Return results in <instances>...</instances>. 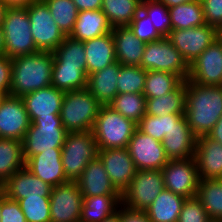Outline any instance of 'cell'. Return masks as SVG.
<instances>
[{
	"instance_id": "17",
	"label": "cell",
	"mask_w": 222,
	"mask_h": 222,
	"mask_svg": "<svg viewBox=\"0 0 222 222\" xmlns=\"http://www.w3.org/2000/svg\"><path fill=\"white\" fill-rule=\"evenodd\" d=\"M98 158L103 163L112 185L122 194L137 171L128 149H99Z\"/></svg>"
},
{
	"instance_id": "5",
	"label": "cell",
	"mask_w": 222,
	"mask_h": 222,
	"mask_svg": "<svg viewBox=\"0 0 222 222\" xmlns=\"http://www.w3.org/2000/svg\"><path fill=\"white\" fill-rule=\"evenodd\" d=\"M99 148L93 131L68 132L61 148L64 174L69 181H76L90 161L98 158Z\"/></svg>"
},
{
	"instance_id": "46",
	"label": "cell",
	"mask_w": 222,
	"mask_h": 222,
	"mask_svg": "<svg viewBox=\"0 0 222 222\" xmlns=\"http://www.w3.org/2000/svg\"><path fill=\"white\" fill-rule=\"evenodd\" d=\"M1 222H27L18 201L6 197L0 190Z\"/></svg>"
},
{
	"instance_id": "31",
	"label": "cell",
	"mask_w": 222,
	"mask_h": 222,
	"mask_svg": "<svg viewBox=\"0 0 222 222\" xmlns=\"http://www.w3.org/2000/svg\"><path fill=\"white\" fill-rule=\"evenodd\" d=\"M25 167L22 141L0 138V186Z\"/></svg>"
},
{
	"instance_id": "24",
	"label": "cell",
	"mask_w": 222,
	"mask_h": 222,
	"mask_svg": "<svg viewBox=\"0 0 222 222\" xmlns=\"http://www.w3.org/2000/svg\"><path fill=\"white\" fill-rule=\"evenodd\" d=\"M116 61L125 66H140L146 43L139 40L128 26L112 29Z\"/></svg>"
},
{
	"instance_id": "48",
	"label": "cell",
	"mask_w": 222,
	"mask_h": 222,
	"mask_svg": "<svg viewBox=\"0 0 222 222\" xmlns=\"http://www.w3.org/2000/svg\"><path fill=\"white\" fill-rule=\"evenodd\" d=\"M12 59L6 55L0 56V93L8 96L11 89Z\"/></svg>"
},
{
	"instance_id": "52",
	"label": "cell",
	"mask_w": 222,
	"mask_h": 222,
	"mask_svg": "<svg viewBox=\"0 0 222 222\" xmlns=\"http://www.w3.org/2000/svg\"><path fill=\"white\" fill-rule=\"evenodd\" d=\"M8 8H26L36 0H1Z\"/></svg>"
},
{
	"instance_id": "2",
	"label": "cell",
	"mask_w": 222,
	"mask_h": 222,
	"mask_svg": "<svg viewBox=\"0 0 222 222\" xmlns=\"http://www.w3.org/2000/svg\"><path fill=\"white\" fill-rule=\"evenodd\" d=\"M53 52L39 51L12 58L11 96L23 97L51 86Z\"/></svg>"
},
{
	"instance_id": "38",
	"label": "cell",
	"mask_w": 222,
	"mask_h": 222,
	"mask_svg": "<svg viewBox=\"0 0 222 222\" xmlns=\"http://www.w3.org/2000/svg\"><path fill=\"white\" fill-rule=\"evenodd\" d=\"M53 56V65L83 66L86 69L84 44L70 36H66L53 51Z\"/></svg>"
},
{
	"instance_id": "23",
	"label": "cell",
	"mask_w": 222,
	"mask_h": 222,
	"mask_svg": "<svg viewBox=\"0 0 222 222\" xmlns=\"http://www.w3.org/2000/svg\"><path fill=\"white\" fill-rule=\"evenodd\" d=\"M83 197L98 195H121L112 185L109 176L99 158L90 161L76 180Z\"/></svg>"
},
{
	"instance_id": "20",
	"label": "cell",
	"mask_w": 222,
	"mask_h": 222,
	"mask_svg": "<svg viewBox=\"0 0 222 222\" xmlns=\"http://www.w3.org/2000/svg\"><path fill=\"white\" fill-rule=\"evenodd\" d=\"M25 167L52 187L68 182L61 161V148L42 151L25 161Z\"/></svg>"
},
{
	"instance_id": "56",
	"label": "cell",
	"mask_w": 222,
	"mask_h": 222,
	"mask_svg": "<svg viewBox=\"0 0 222 222\" xmlns=\"http://www.w3.org/2000/svg\"><path fill=\"white\" fill-rule=\"evenodd\" d=\"M101 222H120L119 220V208L116 213L102 220Z\"/></svg>"
},
{
	"instance_id": "35",
	"label": "cell",
	"mask_w": 222,
	"mask_h": 222,
	"mask_svg": "<svg viewBox=\"0 0 222 222\" xmlns=\"http://www.w3.org/2000/svg\"><path fill=\"white\" fill-rule=\"evenodd\" d=\"M196 197L210 219H222V179H200Z\"/></svg>"
},
{
	"instance_id": "11",
	"label": "cell",
	"mask_w": 222,
	"mask_h": 222,
	"mask_svg": "<svg viewBox=\"0 0 222 222\" xmlns=\"http://www.w3.org/2000/svg\"><path fill=\"white\" fill-rule=\"evenodd\" d=\"M161 173L165 189L184 198L196 197L200 178L195 157L168 160Z\"/></svg>"
},
{
	"instance_id": "25",
	"label": "cell",
	"mask_w": 222,
	"mask_h": 222,
	"mask_svg": "<svg viewBox=\"0 0 222 222\" xmlns=\"http://www.w3.org/2000/svg\"><path fill=\"white\" fill-rule=\"evenodd\" d=\"M87 75L100 71L116 62L113 35L107 33L83 42Z\"/></svg>"
},
{
	"instance_id": "19",
	"label": "cell",
	"mask_w": 222,
	"mask_h": 222,
	"mask_svg": "<svg viewBox=\"0 0 222 222\" xmlns=\"http://www.w3.org/2000/svg\"><path fill=\"white\" fill-rule=\"evenodd\" d=\"M196 138L183 115L164 135L162 144L167 158L175 160L195 157Z\"/></svg>"
},
{
	"instance_id": "37",
	"label": "cell",
	"mask_w": 222,
	"mask_h": 222,
	"mask_svg": "<svg viewBox=\"0 0 222 222\" xmlns=\"http://www.w3.org/2000/svg\"><path fill=\"white\" fill-rule=\"evenodd\" d=\"M109 106L138 124L146 114V97L143 94L121 93L114 97Z\"/></svg>"
},
{
	"instance_id": "6",
	"label": "cell",
	"mask_w": 222,
	"mask_h": 222,
	"mask_svg": "<svg viewBox=\"0 0 222 222\" xmlns=\"http://www.w3.org/2000/svg\"><path fill=\"white\" fill-rule=\"evenodd\" d=\"M68 131L63 127L60 117H37L26 131L23 145L24 160L42 153L62 148Z\"/></svg>"
},
{
	"instance_id": "32",
	"label": "cell",
	"mask_w": 222,
	"mask_h": 222,
	"mask_svg": "<svg viewBox=\"0 0 222 222\" xmlns=\"http://www.w3.org/2000/svg\"><path fill=\"white\" fill-rule=\"evenodd\" d=\"M142 0H102L101 10L114 27L128 26L141 10Z\"/></svg>"
},
{
	"instance_id": "30",
	"label": "cell",
	"mask_w": 222,
	"mask_h": 222,
	"mask_svg": "<svg viewBox=\"0 0 222 222\" xmlns=\"http://www.w3.org/2000/svg\"><path fill=\"white\" fill-rule=\"evenodd\" d=\"M185 109V80L170 93H166L160 97L146 98V114L150 116L185 114Z\"/></svg>"
},
{
	"instance_id": "58",
	"label": "cell",
	"mask_w": 222,
	"mask_h": 222,
	"mask_svg": "<svg viewBox=\"0 0 222 222\" xmlns=\"http://www.w3.org/2000/svg\"><path fill=\"white\" fill-rule=\"evenodd\" d=\"M219 37L222 39V28L219 30Z\"/></svg>"
},
{
	"instance_id": "44",
	"label": "cell",
	"mask_w": 222,
	"mask_h": 222,
	"mask_svg": "<svg viewBox=\"0 0 222 222\" xmlns=\"http://www.w3.org/2000/svg\"><path fill=\"white\" fill-rule=\"evenodd\" d=\"M134 35L145 43L157 41L162 38L153 26L150 18L141 10L134 17L133 21L128 25Z\"/></svg>"
},
{
	"instance_id": "16",
	"label": "cell",
	"mask_w": 222,
	"mask_h": 222,
	"mask_svg": "<svg viewBox=\"0 0 222 222\" xmlns=\"http://www.w3.org/2000/svg\"><path fill=\"white\" fill-rule=\"evenodd\" d=\"M30 119L22 97L4 96L0 101V138L23 141Z\"/></svg>"
},
{
	"instance_id": "47",
	"label": "cell",
	"mask_w": 222,
	"mask_h": 222,
	"mask_svg": "<svg viewBox=\"0 0 222 222\" xmlns=\"http://www.w3.org/2000/svg\"><path fill=\"white\" fill-rule=\"evenodd\" d=\"M206 24L222 28V0H201Z\"/></svg>"
},
{
	"instance_id": "15",
	"label": "cell",
	"mask_w": 222,
	"mask_h": 222,
	"mask_svg": "<svg viewBox=\"0 0 222 222\" xmlns=\"http://www.w3.org/2000/svg\"><path fill=\"white\" fill-rule=\"evenodd\" d=\"M188 80L200 85L222 86V39L220 37L189 65Z\"/></svg>"
},
{
	"instance_id": "39",
	"label": "cell",
	"mask_w": 222,
	"mask_h": 222,
	"mask_svg": "<svg viewBox=\"0 0 222 222\" xmlns=\"http://www.w3.org/2000/svg\"><path fill=\"white\" fill-rule=\"evenodd\" d=\"M49 7L50 13L57 26L66 36L73 31L78 10L72 0H43Z\"/></svg>"
},
{
	"instance_id": "36",
	"label": "cell",
	"mask_w": 222,
	"mask_h": 222,
	"mask_svg": "<svg viewBox=\"0 0 222 222\" xmlns=\"http://www.w3.org/2000/svg\"><path fill=\"white\" fill-rule=\"evenodd\" d=\"M183 80L176 74L165 71H146L143 95L146 98L160 97L175 90Z\"/></svg>"
},
{
	"instance_id": "59",
	"label": "cell",
	"mask_w": 222,
	"mask_h": 222,
	"mask_svg": "<svg viewBox=\"0 0 222 222\" xmlns=\"http://www.w3.org/2000/svg\"><path fill=\"white\" fill-rule=\"evenodd\" d=\"M4 96L0 93V101H1V99L3 98Z\"/></svg>"
},
{
	"instance_id": "28",
	"label": "cell",
	"mask_w": 222,
	"mask_h": 222,
	"mask_svg": "<svg viewBox=\"0 0 222 222\" xmlns=\"http://www.w3.org/2000/svg\"><path fill=\"white\" fill-rule=\"evenodd\" d=\"M185 200L164 188L145 211L151 222H177Z\"/></svg>"
},
{
	"instance_id": "12",
	"label": "cell",
	"mask_w": 222,
	"mask_h": 222,
	"mask_svg": "<svg viewBox=\"0 0 222 222\" xmlns=\"http://www.w3.org/2000/svg\"><path fill=\"white\" fill-rule=\"evenodd\" d=\"M167 38L190 65L219 38V30L209 24L188 29H171Z\"/></svg>"
},
{
	"instance_id": "18",
	"label": "cell",
	"mask_w": 222,
	"mask_h": 222,
	"mask_svg": "<svg viewBox=\"0 0 222 222\" xmlns=\"http://www.w3.org/2000/svg\"><path fill=\"white\" fill-rule=\"evenodd\" d=\"M2 193L15 201L26 197H50L52 186L35 176L27 167L19 169L3 185Z\"/></svg>"
},
{
	"instance_id": "33",
	"label": "cell",
	"mask_w": 222,
	"mask_h": 222,
	"mask_svg": "<svg viewBox=\"0 0 222 222\" xmlns=\"http://www.w3.org/2000/svg\"><path fill=\"white\" fill-rule=\"evenodd\" d=\"M51 85L64 92L85 89L87 71L83 66L53 65Z\"/></svg>"
},
{
	"instance_id": "57",
	"label": "cell",
	"mask_w": 222,
	"mask_h": 222,
	"mask_svg": "<svg viewBox=\"0 0 222 222\" xmlns=\"http://www.w3.org/2000/svg\"><path fill=\"white\" fill-rule=\"evenodd\" d=\"M208 222H222V219H210Z\"/></svg>"
},
{
	"instance_id": "54",
	"label": "cell",
	"mask_w": 222,
	"mask_h": 222,
	"mask_svg": "<svg viewBox=\"0 0 222 222\" xmlns=\"http://www.w3.org/2000/svg\"><path fill=\"white\" fill-rule=\"evenodd\" d=\"M7 8L8 7L0 0V27L3 25Z\"/></svg>"
},
{
	"instance_id": "29",
	"label": "cell",
	"mask_w": 222,
	"mask_h": 222,
	"mask_svg": "<svg viewBox=\"0 0 222 222\" xmlns=\"http://www.w3.org/2000/svg\"><path fill=\"white\" fill-rule=\"evenodd\" d=\"M121 204V195L83 197L79 222H101L116 213Z\"/></svg>"
},
{
	"instance_id": "55",
	"label": "cell",
	"mask_w": 222,
	"mask_h": 222,
	"mask_svg": "<svg viewBox=\"0 0 222 222\" xmlns=\"http://www.w3.org/2000/svg\"><path fill=\"white\" fill-rule=\"evenodd\" d=\"M5 55V43L2 27H0V56Z\"/></svg>"
},
{
	"instance_id": "21",
	"label": "cell",
	"mask_w": 222,
	"mask_h": 222,
	"mask_svg": "<svg viewBox=\"0 0 222 222\" xmlns=\"http://www.w3.org/2000/svg\"><path fill=\"white\" fill-rule=\"evenodd\" d=\"M64 91L48 86L22 97L30 122L37 117H60Z\"/></svg>"
},
{
	"instance_id": "22",
	"label": "cell",
	"mask_w": 222,
	"mask_h": 222,
	"mask_svg": "<svg viewBox=\"0 0 222 222\" xmlns=\"http://www.w3.org/2000/svg\"><path fill=\"white\" fill-rule=\"evenodd\" d=\"M195 158L200 179H222V144L207 135L196 138Z\"/></svg>"
},
{
	"instance_id": "3",
	"label": "cell",
	"mask_w": 222,
	"mask_h": 222,
	"mask_svg": "<svg viewBox=\"0 0 222 222\" xmlns=\"http://www.w3.org/2000/svg\"><path fill=\"white\" fill-rule=\"evenodd\" d=\"M102 105L87 88L65 92L60 119L68 132L91 131Z\"/></svg>"
},
{
	"instance_id": "10",
	"label": "cell",
	"mask_w": 222,
	"mask_h": 222,
	"mask_svg": "<svg viewBox=\"0 0 222 222\" xmlns=\"http://www.w3.org/2000/svg\"><path fill=\"white\" fill-rule=\"evenodd\" d=\"M164 188L161 170H137L130 185L121 194L122 205L145 211Z\"/></svg>"
},
{
	"instance_id": "40",
	"label": "cell",
	"mask_w": 222,
	"mask_h": 222,
	"mask_svg": "<svg viewBox=\"0 0 222 222\" xmlns=\"http://www.w3.org/2000/svg\"><path fill=\"white\" fill-rule=\"evenodd\" d=\"M183 115L184 114H168L164 116H150L145 114L137 124V128L143 133L162 142L165 133L169 132Z\"/></svg>"
},
{
	"instance_id": "45",
	"label": "cell",
	"mask_w": 222,
	"mask_h": 222,
	"mask_svg": "<svg viewBox=\"0 0 222 222\" xmlns=\"http://www.w3.org/2000/svg\"><path fill=\"white\" fill-rule=\"evenodd\" d=\"M210 220L205 208L197 197L186 198L177 222H208Z\"/></svg>"
},
{
	"instance_id": "14",
	"label": "cell",
	"mask_w": 222,
	"mask_h": 222,
	"mask_svg": "<svg viewBox=\"0 0 222 222\" xmlns=\"http://www.w3.org/2000/svg\"><path fill=\"white\" fill-rule=\"evenodd\" d=\"M127 149L137 170H161L169 160L162 142L138 128L129 140Z\"/></svg>"
},
{
	"instance_id": "42",
	"label": "cell",
	"mask_w": 222,
	"mask_h": 222,
	"mask_svg": "<svg viewBox=\"0 0 222 222\" xmlns=\"http://www.w3.org/2000/svg\"><path fill=\"white\" fill-rule=\"evenodd\" d=\"M141 11L150 18L153 26L162 37L171 31V20L168 7L159 0H142Z\"/></svg>"
},
{
	"instance_id": "43",
	"label": "cell",
	"mask_w": 222,
	"mask_h": 222,
	"mask_svg": "<svg viewBox=\"0 0 222 222\" xmlns=\"http://www.w3.org/2000/svg\"><path fill=\"white\" fill-rule=\"evenodd\" d=\"M18 202L27 222H51L50 197H26Z\"/></svg>"
},
{
	"instance_id": "34",
	"label": "cell",
	"mask_w": 222,
	"mask_h": 222,
	"mask_svg": "<svg viewBox=\"0 0 222 222\" xmlns=\"http://www.w3.org/2000/svg\"><path fill=\"white\" fill-rule=\"evenodd\" d=\"M171 29H188L206 24L201 0L168 8Z\"/></svg>"
},
{
	"instance_id": "51",
	"label": "cell",
	"mask_w": 222,
	"mask_h": 222,
	"mask_svg": "<svg viewBox=\"0 0 222 222\" xmlns=\"http://www.w3.org/2000/svg\"><path fill=\"white\" fill-rule=\"evenodd\" d=\"M209 138L222 144V116L212 130L207 134Z\"/></svg>"
},
{
	"instance_id": "50",
	"label": "cell",
	"mask_w": 222,
	"mask_h": 222,
	"mask_svg": "<svg viewBox=\"0 0 222 222\" xmlns=\"http://www.w3.org/2000/svg\"><path fill=\"white\" fill-rule=\"evenodd\" d=\"M76 5L78 12L85 10L101 9L102 0H72Z\"/></svg>"
},
{
	"instance_id": "7",
	"label": "cell",
	"mask_w": 222,
	"mask_h": 222,
	"mask_svg": "<svg viewBox=\"0 0 222 222\" xmlns=\"http://www.w3.org/2000/svg\"><path fill=\"white\" fill-rule=\"evenodd\" d=\"M5 55L9 58L39 52L32 33L26 8H7L2 25Z\"/></svg>"
},
{
	"instance_id": "1",
	"label": "cell",
	"mask_w": 222,
	"mask_h": 222,
	"mask_svg": "<svg viewBox=\"0 0 222 222\" xmlns=\"http://www.w3.org/2000/svg\"><path fill=\"white\" fill-rule=\"evenodd\" d=\"M187 123L196 137L207 135L222 116V86L185 80Z\"/></svg>"
},
{
	"instance_id": "9",
	"label": "cell",
	"mask_w": 222,
	"mask_h": 222,
	"mask_svg": "<svg viewBox=\"0 0 222 222\" xmlns=\"http://www.w3.org/2000/svg\"><path fill=\"white\" fill-rule=\"evenodd\" d=\"M33 41L39 51L53 52L66 35L57 26L49 7L43 0H36L26 7Z\"/></svg>"
},
{
	"instance_id": "27",
	"label": "cell",
	"mask_w": 222,
	"mask_h": 222,
	"mask_svg": "<svg viewBox=\"0 0 222 222\" xmlns=\"http://www.w3.org/2000/svg\"><path fill=\"white\" fill-rule=\"evenodd\" d=\"M107 16L101 9L78 12L73 31L69 35L82 42L112 32Z\"/></svg>"
},
{
	"instance_id": "8",
	"label": "cell",
	"mask_w": 222,
	"mask_h": 222,
	"mask_svg": "<svg viewBox=\"0 0 222 222\" xmlns=\"http://www.w3.org/2000/svg\"><path fill=\"white\" fill-rule=\"evenodd\" d=\"M140 67L146 71L173 73L183 81L189 75V65L167 37L146 43Z\"/></svg>"
},
{
	"instance_id": "53",
	"label": "cell",
	"mask_w": 222,
	"mask_h": 222,
	"mask_svg": "<svg viewBox=\"0 0 222 222\" xmlns=\"http://www.w3.org/2000/svg\"><path fill=\"white\" fill-rule=\"evenodd\" d=\"M162 4H164L166 7L170 8L173 6L189 3L195 0H159Z\"/></svg>"
},
{
	"instance_id": "49",
	"label": "cell",
	"mask_w": 222,
	"mask_h": 222,
	"mask_svg": "<svg viewBox=\"0 0 222 222\" xmlns=\"http://www.w3.org/2000/svg\"><path fill=\"white\" fill-rule=\"evenodd\" d=\"M119 220L120 222H151L146 211L130 209L122 204L119 206Z\"/></svg>"
},
{
	"instance_id": "13",
	"label": "cell",
	"mask_w": 222,
	"mask_h": 222,
	"mask_svg": "<svg viewBox=\"0 0 222 222\" xmlns=\"http://www.w3.org/2000/svg\"><path fill=\"white\" fill-rule=\"evenodd\" d=\"M83 195L76 181L52 187L50 195L51 222H79Z\"/></svg>"
},
{
	"instance_id": "26",
	"label": "cell",
	"mask_w": 222,
	"mask_h": 222,
	"mask_svg": "<svg viewBox=\"0 0 222 222\" xmlns=\"http://www.w3.org/2000/svg\"><path fill=\"white\" fill-rule=\"evenodd\" d=\"M121 64L114 62L95 73L87 75L86 88L101 105H109L118 94L117 79Z\"/></svg>"
},
{
	"instance_id": "4",
	"label": "cell",
	"mask_w": 222,
	"mask_h": 222,
	"mask_svg": "<svg viewBox=\"0 0 222 222\" xmlns=\"http://www.w3.org/2000/svg\"><path fill=\"white\" fill-rule=\"evenodd\" d=\"M137 124L109 105H102L92 129L99 149L127 148Z\"/></svg>"
},
{
	"instance_id": "41",
	"label": "cell",
	"mask_w": 222,
	"mask_h": 222,
	"mask_svg": "<svg viewBox=\"0 0 222 222\" xmlns=\"http://www.w3.org/2000/svg\"><path fill=\"white\" fill-rule=\"evenodd\" d=\"M146 70L140 66L121 65L117 79V91L121 93L143 94Z\"/></svg>"
}]
</instances>
